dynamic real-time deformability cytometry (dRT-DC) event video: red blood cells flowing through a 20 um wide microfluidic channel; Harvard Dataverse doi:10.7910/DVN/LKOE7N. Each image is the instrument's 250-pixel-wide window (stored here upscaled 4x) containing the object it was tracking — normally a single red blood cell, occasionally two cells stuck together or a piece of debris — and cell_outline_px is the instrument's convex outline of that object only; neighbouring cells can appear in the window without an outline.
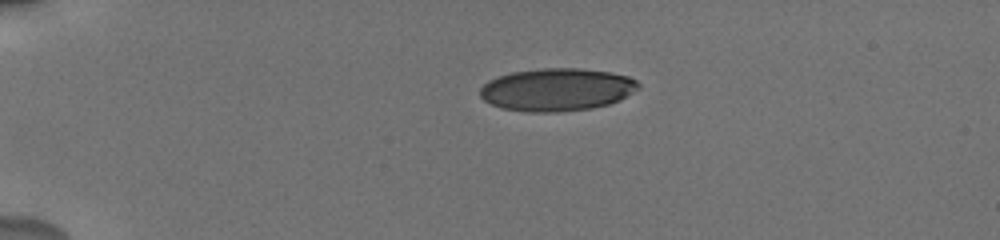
{"species": "human", "species_latin": "Homo sapiens", "temperature_condition": "cold", "stored_images_in_passage": 10, "camera_frame_rate_fps": 3000, "um_per_image_px": 0.085, "donor": {"sex": "male"}, "frame": {"image": 1, "passage_image": 1, "time_ms": 0.0, "image_size_px": [1000, 240], "cell_outline_px": [[640, 88], [620, 100], [608, 104], [592, 108], [556, 112], [528, 112], [500, 108], [484, 100], [480, 96], [480, 88], [488, 80], [496, 76], [512, 72], [544, 68], [580, 68], [612, 72], [628, 76], [636, 80], [640, 84]], "centroid_in_image_um": [47.34, 7.61], "position_along_channel_um": 37.7, "area_um2": 39.65}}
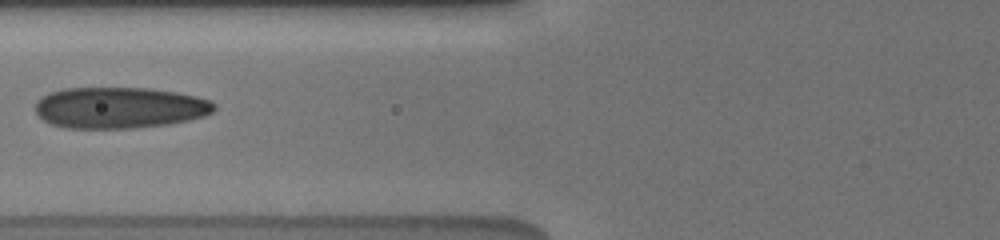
{"frame": {"image": 2, "passage_image": 6, "time_ms": 3.667, "image_size_px": [1000, 240], "cell_outline_px": [[216, 108], [212, 112], [204, 116], [188, 120], [168, 124], [132, 128], [64, 128], [52, 124], [44, 120], [36, 112], [36, 104], [48, 92], [64, 88], [148, 88], [176, 92], [196, 96], [212, 100], [216, 104]], "centroid_in_image_um": [10.19, 9.15], "position_along_channel_um": 115.6, "area_um2": 43.0}}
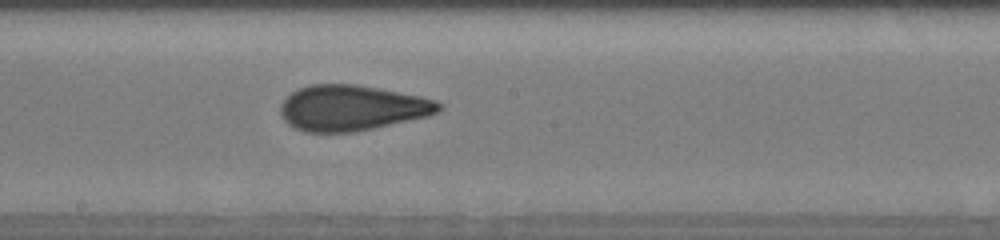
{"frame": {"image": 3, "passage_image": 10, "time_ms": 6.333, "image_size_px": [1000, 240], "cell_outline_px": [[444, 108], [428, 116], [372, 128], [352, 132], [304, 132], [288, 124], [284, 120], [280, 112], [280, 104], [292, 92], [300, 88], [312, 84], [356, 84], [420, 96], [436, 100], [444, 104]], "centroid_in_image_um": [29.91, 9.17], "position_along_channel_um": 218.3, "area_um2": 41.85}}